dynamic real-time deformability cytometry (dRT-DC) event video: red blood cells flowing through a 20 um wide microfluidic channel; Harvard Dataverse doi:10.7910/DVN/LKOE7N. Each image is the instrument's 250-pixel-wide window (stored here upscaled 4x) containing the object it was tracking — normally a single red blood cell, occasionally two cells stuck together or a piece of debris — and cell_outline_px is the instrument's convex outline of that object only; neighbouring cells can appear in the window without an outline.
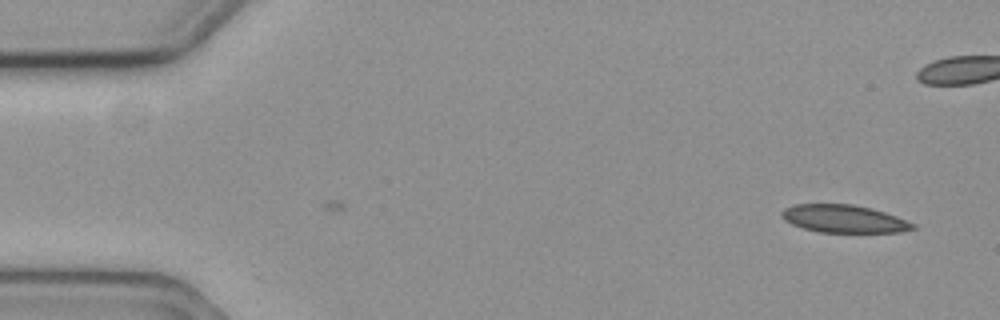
{"species": "common noctule bat (a hibernating species)", "species_latin": "Nyctalus noctula", "temperature_condition": "cold", "stored_images_in_passage": 10, "camera_frame_rate_fps": 3000, "um_per_image_px": 0.085, "animal": {"sex": "female", "body_mass_g": 19.3, "forearm_length_mm": 54.1}, "frame": {"image": 1, "passage_image": 10, "time_ms": 3.0, "image_size_px": [1000, 320], "cell_outline_px": [[916, 228], [900, 232], [820, 232], [804, 228], [792, 224], [784, 220], [780, 216], [780, 212], [784, 208], [796, 204], [852, 204], [884, 212], [896, 216], [916, 224]], "centroid_in_image_um": [71.71, 18.6], "position_along_channel_um": 13.3, "area_um2": 21.1}}